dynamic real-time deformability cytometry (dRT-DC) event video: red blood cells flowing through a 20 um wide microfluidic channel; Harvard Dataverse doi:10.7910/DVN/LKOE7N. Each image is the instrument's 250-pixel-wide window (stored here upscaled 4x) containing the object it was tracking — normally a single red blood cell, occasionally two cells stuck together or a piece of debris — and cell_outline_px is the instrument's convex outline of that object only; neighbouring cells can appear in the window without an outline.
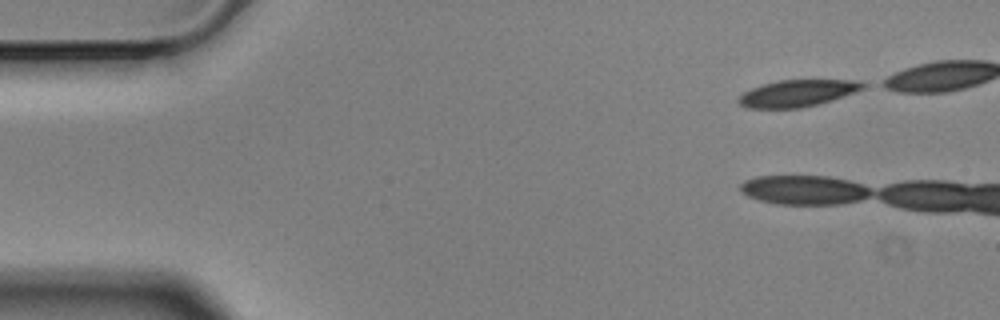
{"species": "Egyptian fruit bat (a non-hibernating species)", "species_latin": "Rousettus aegyptiacus", "temperature_condition": "cold", "stored_images_in_passage": 6, "camera_frame_rate_fps": 3000, "um_per_image_px": 0.085, "animal": {"sex": "male"}, "frame": {"image": 1, "passage_image": 1, "time_ms": 0.0, "image_size_px": [1000, 320], "cell_outline_px": [[868, 84], [864, 88], [832, 100], [820, 104], [800, 108], [744, 108], [736, 100], [744, 92], [752, 88], [764, 84], [780, 80], [860, 80]], "centroid_in_image_um": [67.79, 7.93], "position_along_channel_um": 17.2, "area_um2": 19.42}}